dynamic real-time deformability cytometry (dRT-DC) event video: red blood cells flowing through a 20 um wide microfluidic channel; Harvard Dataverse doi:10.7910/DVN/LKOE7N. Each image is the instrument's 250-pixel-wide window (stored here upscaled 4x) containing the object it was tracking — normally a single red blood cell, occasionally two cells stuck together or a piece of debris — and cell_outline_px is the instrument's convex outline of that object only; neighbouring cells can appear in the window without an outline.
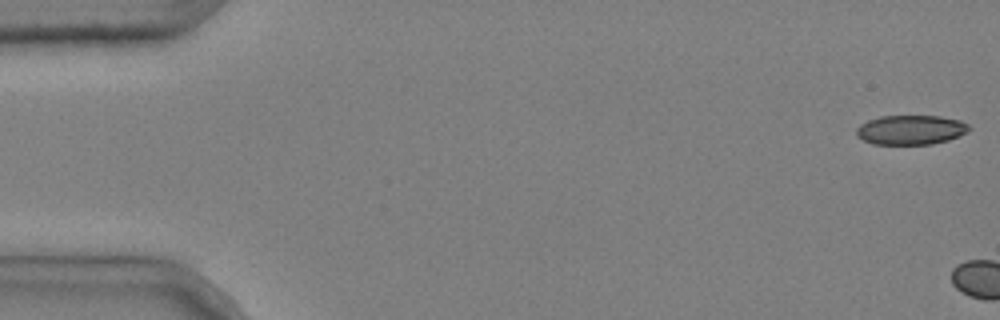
{"species": "common noctule bat (a hibernating species)", "species_latin": "Nyctalus noctula", "temperature_condition": "cold", "stored_images_in_passage": 3, "camera_frame_rate_fps": 3000, "um_per_image_px": 0.085, "animal": {"sex": "male", "body_mass_g": 20.4}, "frame": {"image": 1, "passage_image": 1, "time_ms": 0.0, "image_size_px": [1000, 320], "cell_outline_px": [[972, 128], [968, 132], [960, 136], [948, 140], [932, 144], [872, 144], [856, 136], [856, 128], [860, 124], [868, 120], [880, 116], [940, 116], [960, 120], [968, 124]], "centroid_in_image_um": [77.43, 11.04], "position_along_channel_um": 7.6, "area_um2": 19.54}}